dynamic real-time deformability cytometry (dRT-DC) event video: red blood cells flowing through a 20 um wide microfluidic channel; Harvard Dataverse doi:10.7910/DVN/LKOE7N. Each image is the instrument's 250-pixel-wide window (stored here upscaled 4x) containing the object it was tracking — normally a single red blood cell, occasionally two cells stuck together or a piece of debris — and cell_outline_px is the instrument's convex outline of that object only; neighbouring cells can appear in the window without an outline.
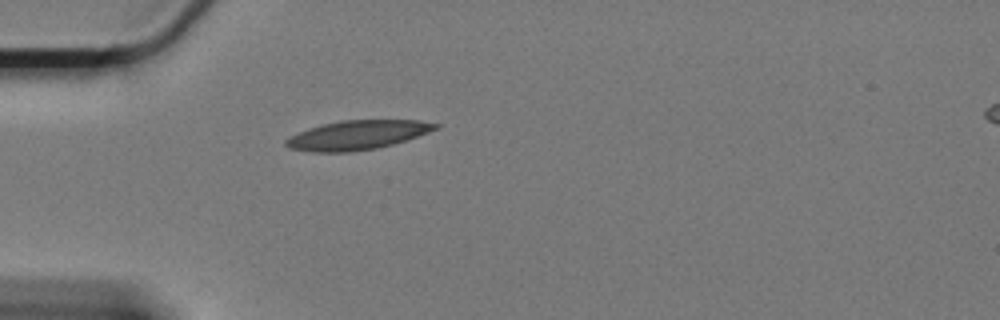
{"species": "Egyptian fruit bat (a non-hibernating species)", "species_latin": "Rousettus aegyptiacus", "temperature_condition": "cold", "stored_images_in_passage": 13, "camera_frame_rate_fps": 3000, "um_per_image_px": 0.085, "animal": {"sex": "female"}, "frame": {"image": 1, "passage_image": 1, "time_ms": 0.0, "image_size_px": [1000, 320], "cell_outline_px": [[440, 128], [392, 144], [376, 148], [352, 152], [312, 152], [288, 148], [284, 144], [284, 140], [288, 136], [308, 128], [340, 120], [420, 120], [440, 124]], "centroid_in_image_um": [30.33, 11.48], "position_along_channel_um": 54.7, "area_um2": 25.49}}
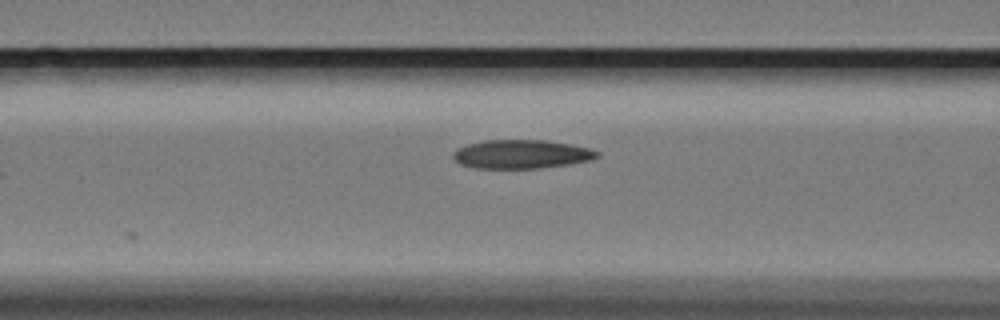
{"frame": {"image": 2, "passage_image": 8, "time_ms": 2.333, "image_size_px": [1000, 320], "cell_outline_px": [[600, 156], [588, 160], [540, 168], [472, 168], [460, 164], [452, 156], [452, 152], [468, 144], [484, 140], [544, 140], [568, 144], [588, 148], [600, 152]], "centroid_in_image_um": [44.27, 13.1], "position_along_channel_um": 122.3, "area_um2": 23.81}}
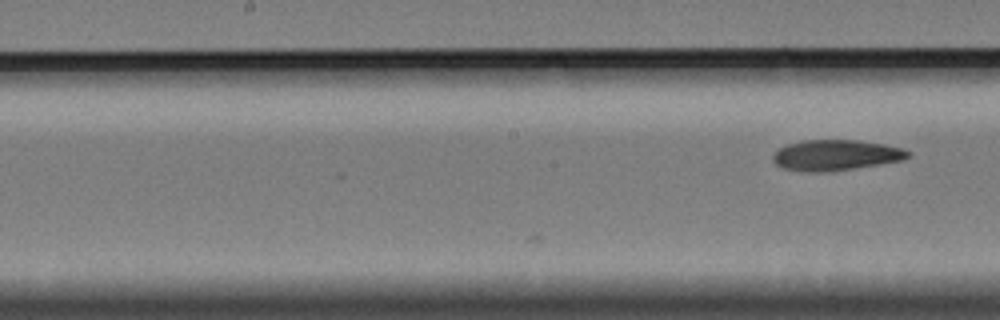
{"frame": {"image": 3, "passage_image": 13, "time_ms": 4.0, "image_size_px": [1000, 320], "cell_outline_px": [[912, 152], [904, 160], [852, 168], [820, 172], [804, 172], [784, 168], [776, 164], [772, 160], [772, 156], [780, 148], [788, 144], [804, 140], [856, 140], [884, 144], [904, 148]], "centroid_in_image_um": [71.05, 13.18], "position_along_channel_um": 177.1, "area_um2": 23.93}}